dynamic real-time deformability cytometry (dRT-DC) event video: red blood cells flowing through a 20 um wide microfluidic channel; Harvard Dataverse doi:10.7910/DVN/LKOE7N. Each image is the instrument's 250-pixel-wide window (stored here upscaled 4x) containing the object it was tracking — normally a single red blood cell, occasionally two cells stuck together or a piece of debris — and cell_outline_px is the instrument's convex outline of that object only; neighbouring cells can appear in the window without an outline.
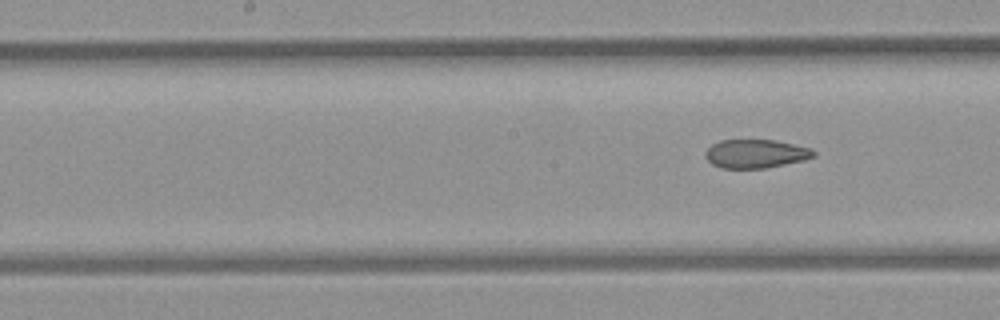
{"species": "common noctule bat (a hibernating species)", "species_latin": "Nyctalus noctula", "temperature_condition": "room temperature", "stored_images_in_passage": 8, "camera_frame_rate_fps": 3000, "um_per_image_px": 0.085, "animal": {"sex": "female", "body_mass_g": 21.9}, "frame": {"image": 1, "passage_image": 8, "time_ms": 9.0, "image_size_px": [1000, 320], "cell_outline_px": [[816, 156], [804, 160], [764, 168], [720, 168], [712, 164], [704, 156], [704, 152], [712, 144], [720, 140], [776, 140], [812, 148], [816, 152]], "centroid_in_image_um": [64.24, 13.06], "position_along_channel_um": 184.0, "area_um2": 18.15}}